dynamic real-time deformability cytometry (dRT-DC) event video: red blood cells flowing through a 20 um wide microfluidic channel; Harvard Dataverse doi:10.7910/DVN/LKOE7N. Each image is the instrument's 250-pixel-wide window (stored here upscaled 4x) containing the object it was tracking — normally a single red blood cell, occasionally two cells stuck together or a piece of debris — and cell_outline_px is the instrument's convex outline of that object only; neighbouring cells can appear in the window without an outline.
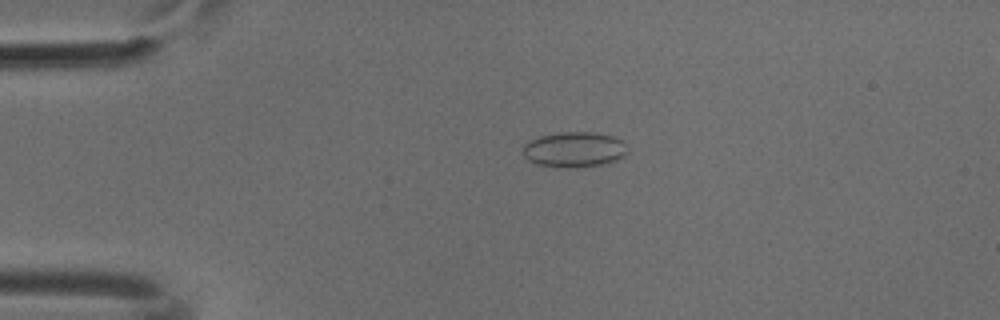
{"species": "common noctule bat (a hibernating species)", "species_latin": "Nyctalus noctula", "temperature_condition": "cold", "stored_images_in_passage": 48, "camera_frame_rate_fps": 3000, "um_per_image_px": 0.085, "animal": {"sex": "male", "body_mass_g": 18.8}, "frame": {"image": 1, "passage_image": 8, "time_ms": 2.333, "image_size_px": [1000, 320], "cell_outline_px": [[628, 152], [624, 156], [616, 160], [604, 164], [572, 168], [568, 168], [536, 164], [528, 160], [524, 156], [524, 144], [528, 140], [540, 136], [560, 132], [596, 132], [612, 136], [620, 140], [624, 144]], "centroid_in_image_um": [48.8, 12.71], "position_along_channel_um": 36.2, "area_um2": 21.56}}
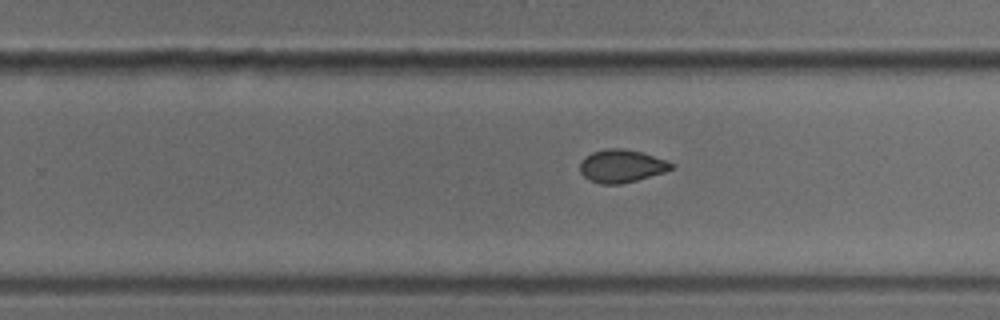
{"frame": {"image": 2, "passage_image": 29, "time_ms": 9.333, "image_size_px": [1000, 320], "cell_outline_px": [[676, 168], [664, 172], [636, 180], [620, 184], [600, 184], [588, 180], [580, 172], [580, 164], [584, 156], [592, 152], [608, 148], [620, 148], [640, 152], [676, 164]], "centroid_in_image_um": [52.81, 14.12], "position_along_channel_um": 277.0, "area_um2": 17.46}}
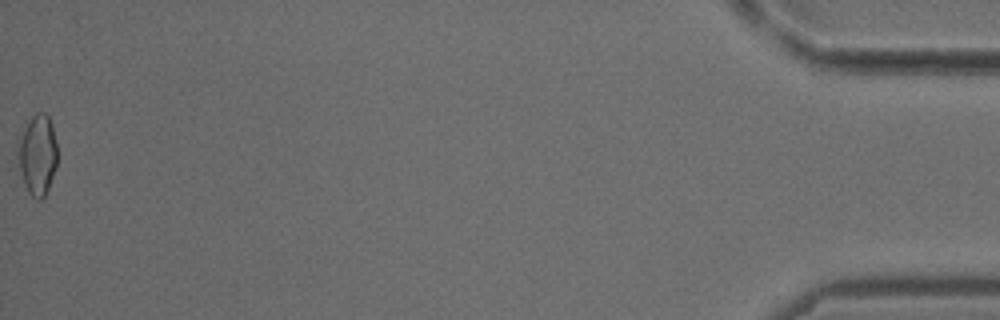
{"frame": {"image": 3, "passage_image": 48, "time_ms": 15.667, "image_size_px": [1000, 320], "cell_outline_px": [[56, 168], [48, 188], [44, 196], [40, 200], [36, 200], [28, 192], [24, 184], [16, 152], [16, 140], [32, 116], [36, 112], [44, 112], [48, 116], [52, 124], [56, 144]], "centroid_in_image_um": [3.16, 13.14], "position_along_channel_um": 432.0, "area_um2": 18.61}}